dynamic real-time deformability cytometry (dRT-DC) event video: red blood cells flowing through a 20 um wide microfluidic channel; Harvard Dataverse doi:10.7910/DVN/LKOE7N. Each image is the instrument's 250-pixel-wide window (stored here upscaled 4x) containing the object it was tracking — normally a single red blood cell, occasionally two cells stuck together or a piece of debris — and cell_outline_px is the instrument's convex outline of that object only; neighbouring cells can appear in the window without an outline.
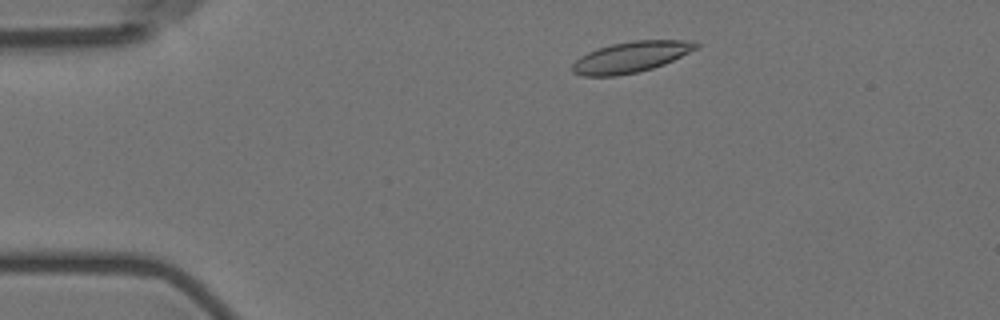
{"species": "Egyptian fruit bat (a non-hibernating species)", "species_latin": "Rousettus aegyptiacus", "temperature_condition": "room temperature", "stored_images_in_passage": 11, "camera_frame_rate_fps": 3000, "um_per_image_px": 0.085, "animal": {"sex": "female"}, "frame": {"image": 1, "passage_image": 5, "time_ms": 1.333, "image_size_px": [1000, 320], "cell_outline_px": [[700, 48], [664, 64], [652, 68], [636, 72], [616, 76], [584, 76], [572, 72], [572, 64], [580, 56], [588, 52], [612, 44], [632, 40], [684, 40], [700, 44]], "centroid_in_image_um": [53.64, 4.84], "position_along_channel_um": 31.4, "area_um2": 22.2}}